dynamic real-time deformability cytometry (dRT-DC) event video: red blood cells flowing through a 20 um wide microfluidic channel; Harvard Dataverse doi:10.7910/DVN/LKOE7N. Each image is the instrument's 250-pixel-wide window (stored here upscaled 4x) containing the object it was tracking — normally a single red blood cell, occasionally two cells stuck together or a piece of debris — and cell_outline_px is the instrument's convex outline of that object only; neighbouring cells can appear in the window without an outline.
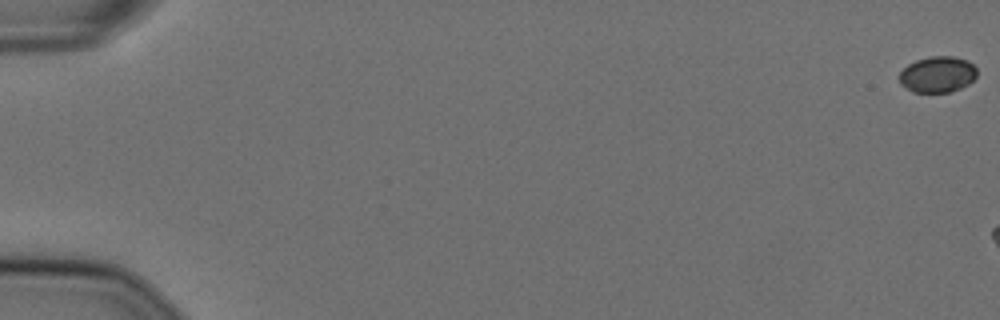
{"species": "Egyptian fruit bat (a non-hibernating species)", "species_latin": "Rousettus aegyptiacus", "temperature_condition": "cold", "stored_images_in_passage": 8, "camera_frame_rate_fps": 3000, "um_per_image_px": 0.085, "animal": {"sex": "female"}, "frame": {"image": 1, "passage_image": 1, "time_ms": 0.0, "image_size_px": [1000, 320], "cell_outline_px": [[976, 76], [968, 84], [960, 88], [948, 92], [912, 92], [900, 84], [896, 76], [908, 64], [916, 60], [932, 56], [952, 56], [968, 60], [976, 68]], "centroid_in_image_um": [79.65, 6.32], "position_along_channel_um": 5.4, "area_um2": 16.42}}